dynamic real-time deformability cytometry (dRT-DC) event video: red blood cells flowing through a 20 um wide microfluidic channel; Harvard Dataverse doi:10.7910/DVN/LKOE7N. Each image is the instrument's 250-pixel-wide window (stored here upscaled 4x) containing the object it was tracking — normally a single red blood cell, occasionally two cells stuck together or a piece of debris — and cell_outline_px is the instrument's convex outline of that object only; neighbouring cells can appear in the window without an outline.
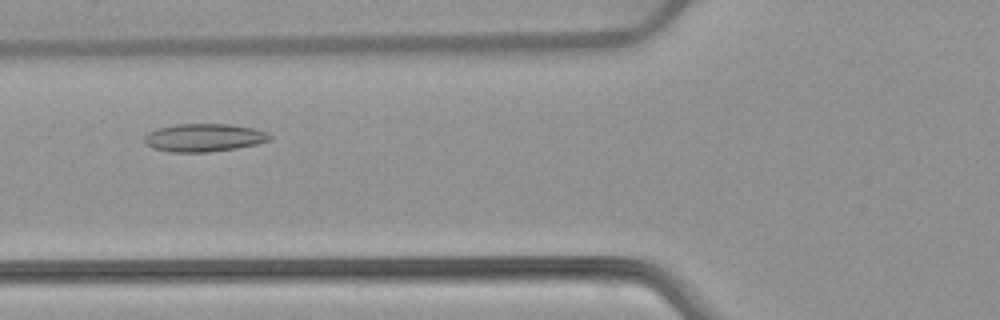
{"species": "common noctule bat (a hibernating species)", "species_latin": "Nyctalus noctula", "temperature_condition": "warm", "stored_images_in_passage": 48, "camera_frame_rate_fps": 3000, "um_per_image_px": 0.085, "animal": {"sex": "female", "body_mass_g": 22.7, "forearm_length_mm": 54.2}, "frame": {"image": 1, "passage_image": 15, "time_ms": 4.667, "image_size_px": [1000, 320], "cell_outline_px": [[272, 140], [256, 144], [236, 148], [208, 152], [172, 152], [152, 148], [144, 140], [144, 136], [148, 132], [156, 128], [176, 124], [228, 124], [252, 128], [268, 132], [272, 136]], "centroid_in_image_um": [17.34, 11.69], "position_along_channel_um": 108.5, "area_um2": 20.46}}
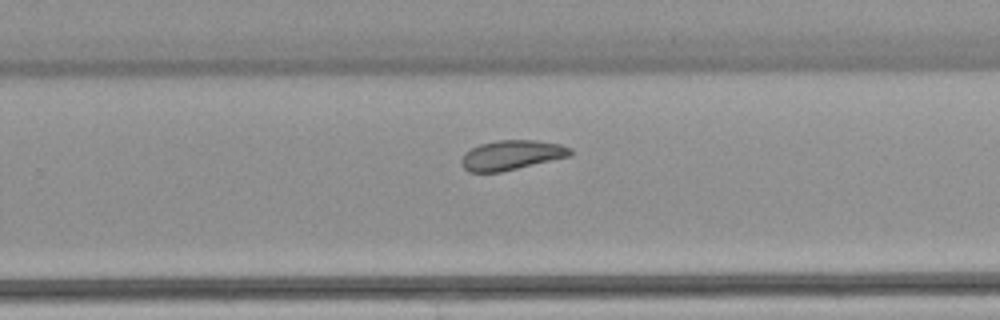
{"frame": {"image": 2, "passage_image": 29, "time_ms": 9.333, "image_size_px": [1000, 320], "cell_outline_px": [[572, 152], [568, 156], [500, 172], [468, 172], [460, 164], [460, 160], [464, 152], [480, 144], [496, 140], [536, 140], [560, 144], [572, 148]], "centroid_in_image_um": [43.42, 13.17], "position_along_channel_um": 286.4, "area_um2": 18.73}}
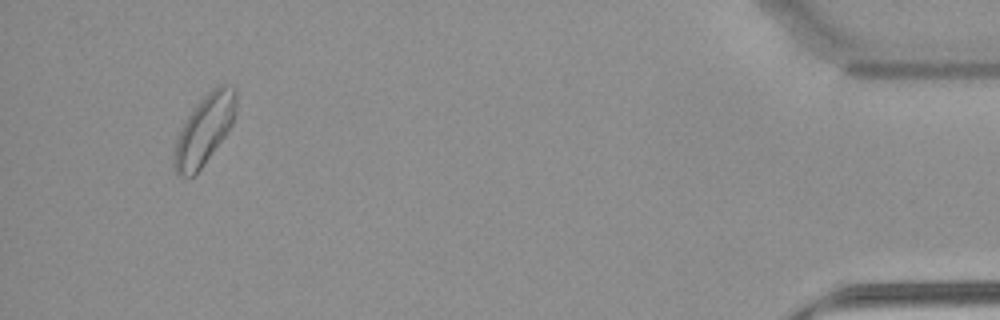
{"frame": {"image": 3, "passage_image": 45, "time_ms": 14.667, "image_size_px": [1000, 320], "cell_outline_px": [[236, 108], [232, 124], [224, 136], [200, 168], [192, 176], [176, 176], [172, 164], [176, 140], [188, 116], [200, 100], [216, 84], [236, 84]], "centroid_in_image_um": [17.38, 10.98], "position_along_channel_um": 417.8, "area_um2": 24.8}, "authors_computed_cell_mechanics": {"area_um2": 20.6924, "velocity_mm_per_s": 3.8196, "shape_relaxation_time_tau1_ms": 9.1026, "shape_relaxation_time_tau2_ms": 4.4052, "deformation_change_tau1": 0.1562, "deformation_change_tau2": 0.1067}}